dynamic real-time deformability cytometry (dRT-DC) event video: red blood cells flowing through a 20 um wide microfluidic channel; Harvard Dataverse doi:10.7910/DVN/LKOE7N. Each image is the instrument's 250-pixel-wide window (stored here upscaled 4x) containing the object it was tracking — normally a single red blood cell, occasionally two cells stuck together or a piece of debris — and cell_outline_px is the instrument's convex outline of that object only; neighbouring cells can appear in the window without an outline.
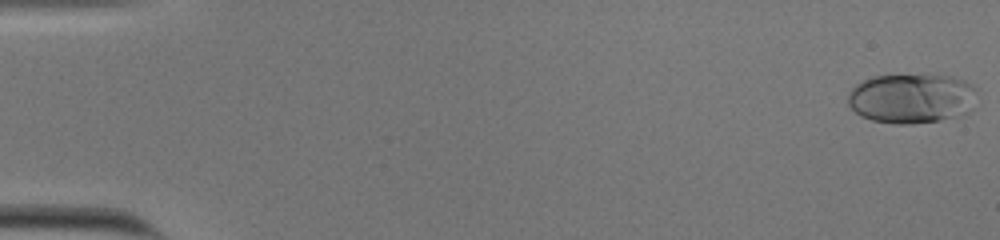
{"species": "human", "species_latin": "Homo sapiens", "temperature_condition": "cold", "stored_images_in_passage": 54, "camera_frame_rate_fps": 3000, "um_per_image_px": 0.085, "donor": {"sex": "male"}, "frame": {"image": 1, "passage_image": 1, "time_ms": 0.0, "image_size_px": [1000, 240], "cell_outline_px": [[972, 108], [964, 116], [940, 120], [912, 124], [892, 124], [872, 120], [860, 116], [848, 104], [848, 92], [856, 84], [872, 76], [952, 76], [964, 80], [972, 84]], "centroid_in_image_um": [77.44, 8.39], "position_along_channel_um": 7.6, "area_um2": 37.17}}
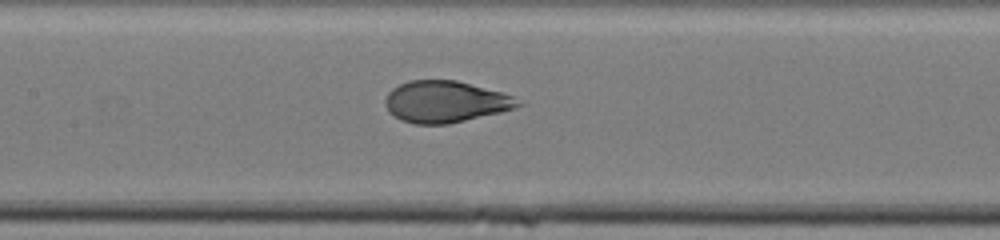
{"frame": {"image": 2, "passage_image": 27, "time_ms": 8.667, "image_size_px": [1000, 240], "cell_outline_px": [[524, 104], [516, 108], [500, 112], [448, 124], [412, 124], [400, 120], [384, 104], [384, 100], [388, 92], [392, 88], [408, 80], [456, 80], [500, 92], [512, 96]], "centroid_in_image_um": [37.84, 8.64], "position_along_channel_um": 169.6, "area_um2": 31.96}}
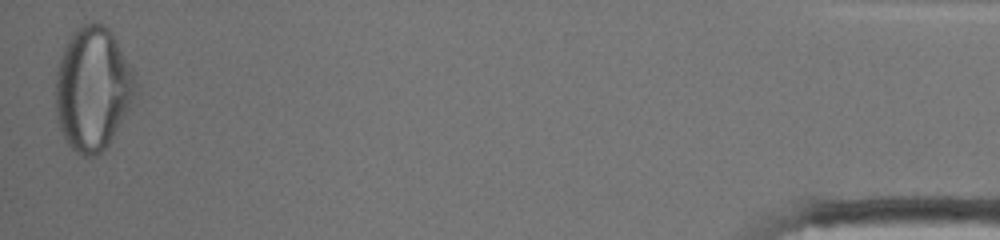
{"frame": {"image": 3, "passage_image": 54, "time_ms": 17.667, "image_size_px": [1000, 240], "cell_outline_px": [[136, 96], [108, 144], [96, 156], [84, 156], [76, 152], [68, 144], [60, 128], [56, 116], [56, 72], [60, 56], [72, 32], [76, 28], [92, 20], [104, 24], [112, 32], [132, 72], [136, 92]], "centroid_in_image_um": [7.85, 7.52], "position_along_channel_um": 427.3, "area_um2": 56.93}, "authors_computed_cell_mechanics": {"area_um2": 34.5644, "velocity_mm_per_s": 3.8024, "shape_relaxation_time_tau1_ms": 3.2107, "shape_relaxation_time_tau2_ms": null, "deformation_change_tau1": 0.1725, "deformation_change_tau2": null}}